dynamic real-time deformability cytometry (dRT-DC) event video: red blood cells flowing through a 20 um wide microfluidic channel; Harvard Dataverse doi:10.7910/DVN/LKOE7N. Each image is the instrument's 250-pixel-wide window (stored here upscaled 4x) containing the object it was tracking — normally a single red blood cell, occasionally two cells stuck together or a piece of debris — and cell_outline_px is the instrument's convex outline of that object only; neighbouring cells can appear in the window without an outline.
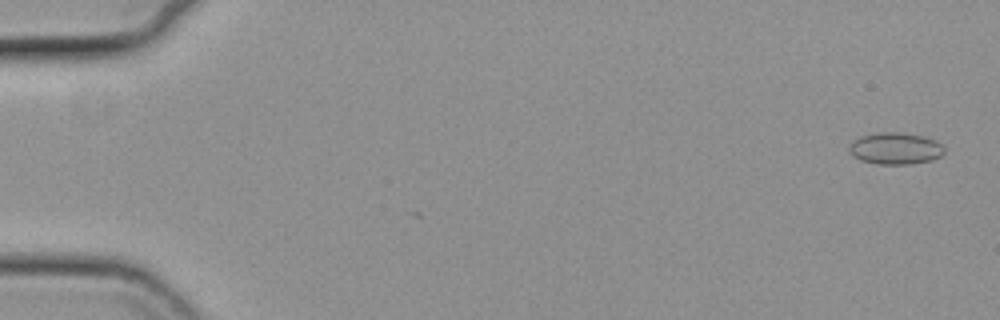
{"species": "common noctule bat (a hibernating species)", "species_latin": "Nyctalus noctula", "temperature_condition": "cold", "stored_images_in_passage": 11, "camera_frame_rate_fps": 3000, "um_per_image_px": 0.085, "animal": {"sex": "female", "body_mass_g": 19.3, "forearm_length_mm": 54.1}, "frame": {"image": 1, "passage_image": 2, "time_ms": 0.333, "image_size_px": [1000, 320], "cell_outline_px": [[944, 152], [940, 156], [932, 160], [908, 164], [876, 164], [860, 160], [852, 156], [848, 148], [848, 144], [852, 140], [860, 136], [880, 132], [896, 132], [924, 136], [936, 140], [944, 144]], "centroid_in_image_um": [76.09, 12.61], "position_along_channel_um": 8.9, "area_um2": 17.86}}